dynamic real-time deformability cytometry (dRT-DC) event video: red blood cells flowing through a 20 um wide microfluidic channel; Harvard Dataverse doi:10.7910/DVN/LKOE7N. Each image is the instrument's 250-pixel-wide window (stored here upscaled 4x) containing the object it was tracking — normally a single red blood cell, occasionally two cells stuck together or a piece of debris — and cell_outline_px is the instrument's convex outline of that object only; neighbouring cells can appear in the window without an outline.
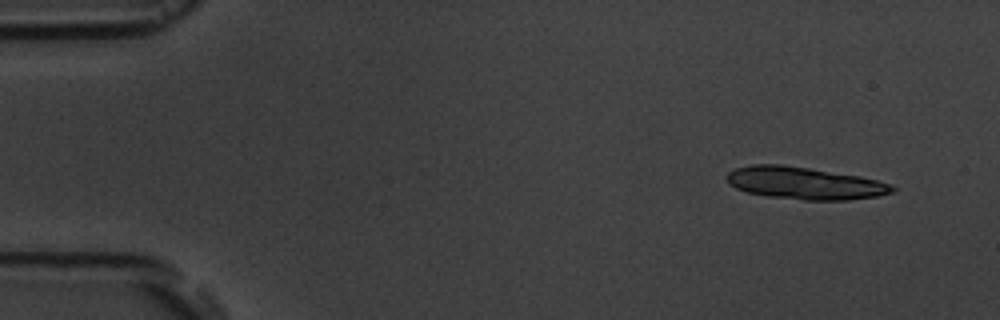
{"species": "common noctule bat (a hibernating species)", "species_latin": "Nyctalus noctula", "temperature_condition": "room temperature", "stored_images_in_passage": 4, "camera_frame_rate_fps": 3000, "um_per_image_px": 0.085, "animal": {"sex": "male", "body_mass_g": 19.5, "forearm_length_mm": 54.6}, "frame": {"image": 1, "passage_image": 1, "time_ms": 0.0, "image_size_px": [1000, 320], "cell_outline_px": [[896, 192], [876, 196], [848, 200], [804, 200], [768, 196], [748, 192], [736, 188], [728, 184], [724, 176], [728, 172], [736, 168], [752, 164], [784, 164], [860, 176], [876, 180], [888, 184], [896, 188]], "centroid_in_image_um": [68.35, 15.56], "position_along_channel_um": 16.6, "area_um2": 31.21}}